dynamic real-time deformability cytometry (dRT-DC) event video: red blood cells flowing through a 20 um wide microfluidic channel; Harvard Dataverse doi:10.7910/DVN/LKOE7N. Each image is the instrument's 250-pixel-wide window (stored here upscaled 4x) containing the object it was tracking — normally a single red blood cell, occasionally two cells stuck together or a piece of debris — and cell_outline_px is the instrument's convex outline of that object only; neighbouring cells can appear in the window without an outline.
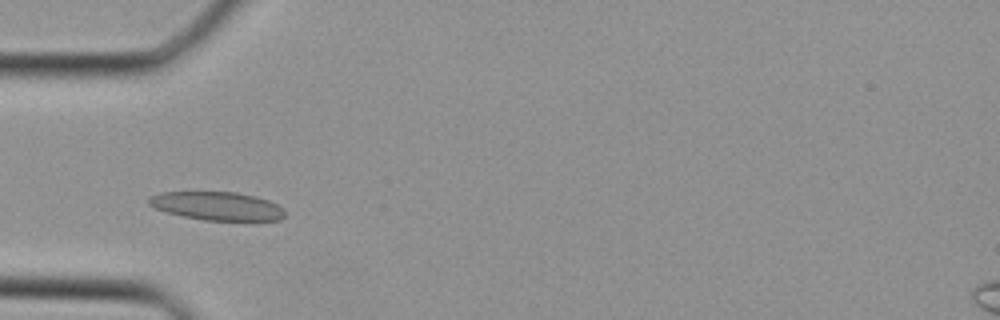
{"species": "Egyptian fruit bat (a non-hibernating species)", "species_latin": "Rousettus aegyptiacus", "temperature_condition": "cold", "stored_images_in_passage": 26, "camera_frame_rate_fps": 3000, "um_per_image_px": 0.085, "animal": {"sex": "female"}, "frame": {"image": 1, "passage_image": 8, "time_ms": 2.333, "image_size_px": [1000, 320], "cell_outline_px": [[284, 216], [280, 220], [204, 220], [184, 216], [168, 212], [156, 208], [148, 204], [148, 196], [160, 192], [236, 192], [268, 200], [284, 208]], "centroid_in_image_um": [18.43, 17.5], "position_along_channel_um": 66.6, "area_um2": 22.31}}
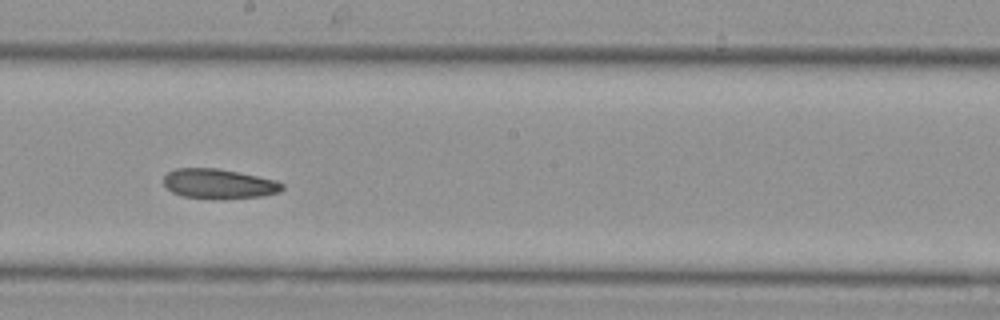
{"frame": {"image": 2, "passage_image": 17, "time_ms": 5.333, "image_size_px": [1000, 320], "cell_outline_px": [[284, 188], [276, 192], [260, 196], [184, 196], [172, 192], [164, 184], [164, 176], [168, 172], [176, 168], [216, 168], [240, 172], [276, 180], [284, 184]], "centroid_in_image_um": [18.58, 15.56], "position_along_channel_um": 229.6, "area_um2": 19.54}}
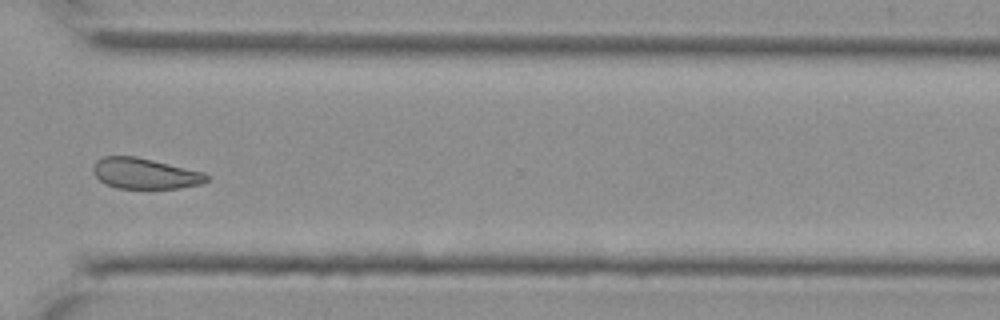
{"frame": {"image": 3, "passage_image": 24, "time_ms": 7.667, "image_size_px": [1000, 320], "cell_outline_px": [[212, 176], [208, 180], [200, 184], [180, 188], [116, 188], [104, 184], [92, 172], [92, 168], [96, 160], [104, 156], [136, 156], [204, 172]], "centroid_in_image_um": [12.32, 14.75], "position_along_channel_um": 358.3, "area_um2": 20.46}}